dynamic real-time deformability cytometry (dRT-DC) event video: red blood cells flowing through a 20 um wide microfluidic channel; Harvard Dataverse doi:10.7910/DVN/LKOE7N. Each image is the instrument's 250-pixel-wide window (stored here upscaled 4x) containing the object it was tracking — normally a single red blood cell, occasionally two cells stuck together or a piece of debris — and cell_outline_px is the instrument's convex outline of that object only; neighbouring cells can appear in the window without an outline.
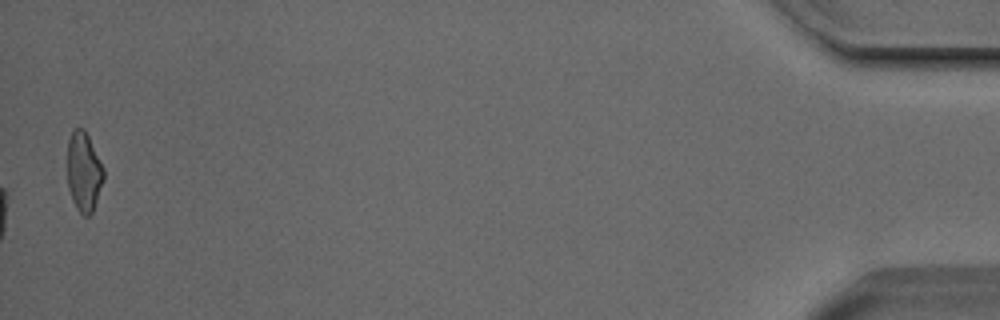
{"species": "Egyptian fruit bat (a non-hibernating species)", "species_latin": "Rousettus aegyptiacus", "temperature_condition": "cold", "stored_images_in_passage": 55, "camera_frame_rate_fps": 3000, "um_per_image_px": 0.085, "animal": {"sex": "male"}, "frame": {"image": 1, "passage_image": 55, "time_ms": 18.0, "image_size_px": [1000, 320], "cell_outline_px": [[104, 180], [92, 212], [88, 216], [84, 216], [76, 208], [72, 200], [68, 188], [68, 140], [72, 132], [76, 128], [84, 128], [104, 168]], "centroid_in_image_um": [7.13, 14.62], "position_along_channel_um": 428.1, "area_um2": 16.7}, "authors_computed_cell_mechanics": {"area_um2": 19.7098, "velocity_mm_per_s": 3.8023, "shape_relaxation_time_tau1_ms": 6.1881, "shape_relaxation_time_tau2_ms": 2.9663, "deformation_change_tau1": 0.144, "deformation_change_tau2": 0.0847}}